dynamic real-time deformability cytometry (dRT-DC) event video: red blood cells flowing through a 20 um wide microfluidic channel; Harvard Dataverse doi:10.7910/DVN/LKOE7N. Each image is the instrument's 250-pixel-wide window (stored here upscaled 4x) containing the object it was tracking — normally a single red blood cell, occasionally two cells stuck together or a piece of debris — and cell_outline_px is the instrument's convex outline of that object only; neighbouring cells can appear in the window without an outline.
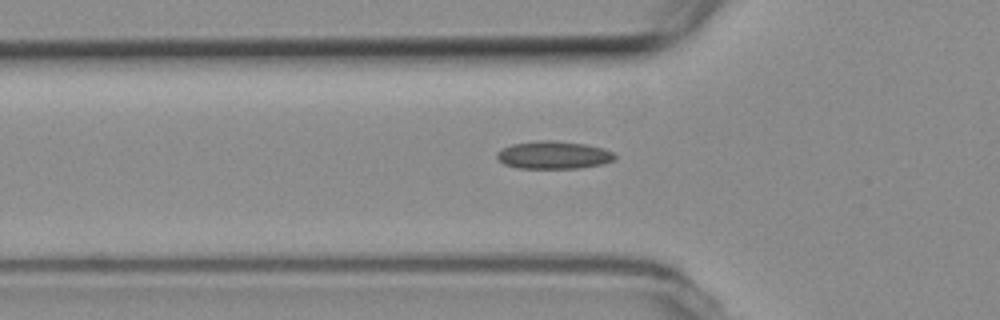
{"species": "common noctule bat (a hibernating species)", "species_latin": "Nyctalus noctula", "temperature_condition": "room temperature", "stored_images_in_passage": 34, "camera_frame_rate_fps": 3000, "um_per_image_px": 0.085, "animal": {"sex": "female", "body_mass_g": 19.3, "forearm_length_mm": 54.1}, "frame": {"image": 1, "passage_image": 5, "time_ms": 1.333, "image_size_px": [1000, 320], "cell_outline_px": [[616, 156], [612, 160], [604, 164], [580, 168], [516, 168], [504, 164], [496, 156], [496, 152], [512, 144], [540, 140], [552, 140], [584, 144], [604, 148], [612, 152]], "centroid_in_image_um": [47.05, 13.18], "position_along_channel_um": 78.7, "area_um2": 19.02}}
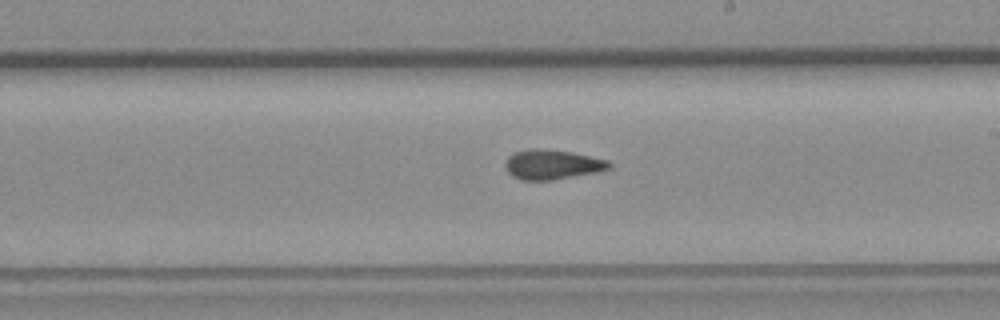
{"frame": {"image": 2, "passage_image": 18, "time_ms": 5.667, "image_size_px": [1000, 320], "cell_outline_px": [[612, 168], [596, 172], [552, 180], [520, 180], [512, 176], [508, 172], [504, 164], [508, 156], [516, 152], [528, 148], [540, 148], [572, 152], [608, 160], [612, 164]], "centroid_in_image_um": [46.93, 13.98], "position_along_channel_um": 242.1, "area_um2": 18.09}}
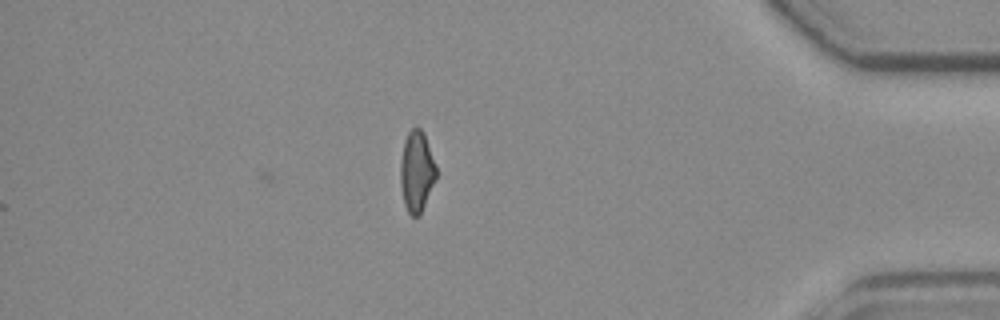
{"frame": {"image": 3, "passage_image": 34, "time_ms": 11.0, "image_size_px": [1000, 320], "cell_outline_px": [[436, 176], [420, 216], [412, 216], [408, 212], [404, 204], [400, 188], [400, 160], [404, 140], [408, 132], [416, 124], [424, 132], [436, 164]], "centroid_in_image_um": [35.4, 14.53], "position_along_channel_um": 399.8, "area_um2": 17.11}, "authors_computed_cell_mechanics": {"area_um2": 17.629, "velocity_mm_per_s": 3.7548, "shape_relaxation_time_tau1_ms": null, "shape_relaxation_time_tau2_ms": 1.6552, "deformation_change_tau1": null, "deformation_change_tau2": 0.0833}}